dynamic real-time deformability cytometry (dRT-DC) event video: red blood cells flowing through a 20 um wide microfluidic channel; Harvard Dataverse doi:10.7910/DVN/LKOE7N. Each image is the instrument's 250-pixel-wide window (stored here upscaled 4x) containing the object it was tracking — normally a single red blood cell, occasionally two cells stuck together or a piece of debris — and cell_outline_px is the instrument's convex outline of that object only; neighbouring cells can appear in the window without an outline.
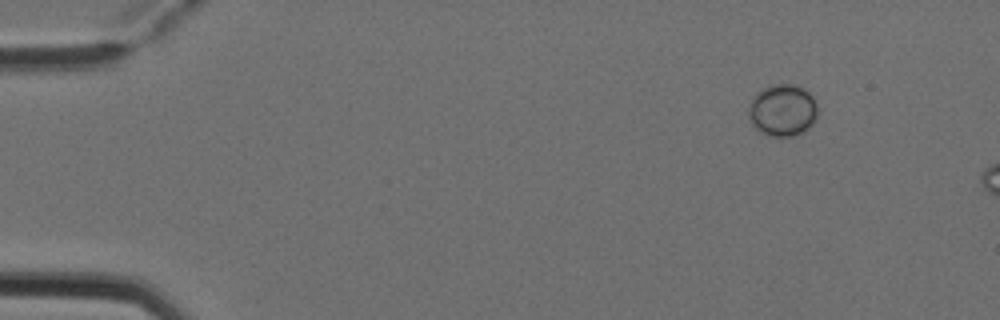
{"species": "Egyptian fruit bat (a non-hibernating species)", "species_latin": "Rousettus aegyptiacus", "temperature_condition": "cold", "stored_images_in_passage": 3, "camera_frame_rate_fps": 3000, "um_per_image_px": 0.085, "animal": {"sex": "female"}, "frame": {"image": 1, "passage_image": 1, "time_ms": 0.0, "image_size_px": [1000, 320], "cell_outline_px": [[816, 116], [812, 124], [804, 132], [796, 136], [768, 136], [760, 132], [752, 124], [748, 116], [748, 104], [752, 96], [756, 92], [764, 88], [780, 84], [792, 84], [808, 92], [816, 100]], "centroid_in_image_um": [66.48, 9.39], "position_along_channel_um": 18.5, "area_um2": 20.98}}